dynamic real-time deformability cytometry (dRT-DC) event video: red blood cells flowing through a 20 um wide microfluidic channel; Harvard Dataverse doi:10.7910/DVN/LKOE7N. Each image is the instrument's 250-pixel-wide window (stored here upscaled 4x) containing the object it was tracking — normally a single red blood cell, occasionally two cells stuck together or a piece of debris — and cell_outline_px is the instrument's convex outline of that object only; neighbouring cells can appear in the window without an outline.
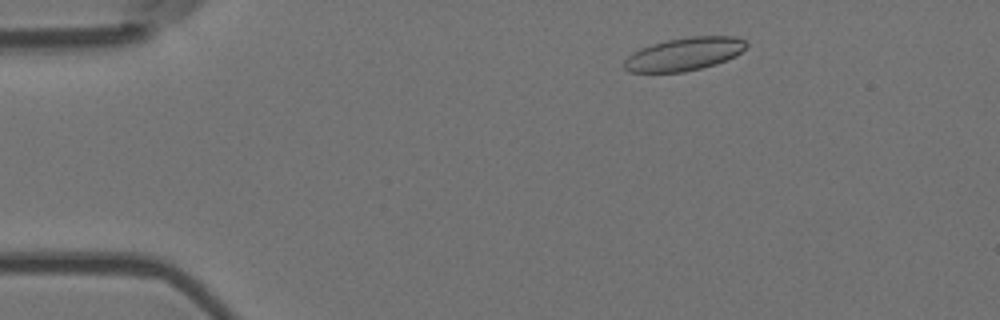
{"species": "Egyptian fruit bat (a non-hibernating species)", "species_latin": "Rousettus aegyptiacus", "temperature_condition": "room temperature", "stored_images_in_passage": 4, "camera_frame_rate_fps": 3000, "um_per_image_px": 0.085, "animal": {"sex": "female"}, "frame": {"image": 1, "passage_image": 2, "time_ms": 0.333, "image_size_px": [1000, 320], "cell_outline_px": [[748, 44], [736, 56], [716, 64], [684, 72], [628, 72], [624, 68], [624, 60], [632, 52], [640, 48], [652, 44], [668, 40], [692, 36], [736, 36], [744, 40]], "centroid_in_image_um": [58.15, 4.6], "position_along_channel_um": 26.9, "area_um2": 23.47}}